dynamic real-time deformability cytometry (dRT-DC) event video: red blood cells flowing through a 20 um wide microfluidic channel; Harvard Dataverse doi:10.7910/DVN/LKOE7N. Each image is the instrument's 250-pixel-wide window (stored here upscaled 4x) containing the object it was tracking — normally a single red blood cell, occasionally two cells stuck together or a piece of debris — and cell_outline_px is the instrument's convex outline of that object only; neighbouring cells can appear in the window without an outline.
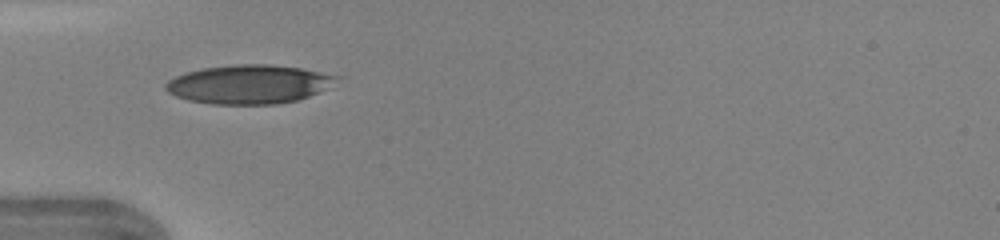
{"species": "human", "species_latin": "Homo sapiens", "temperature_condition": "warm", "stored_images_in_passage": 32, "camera_frame_rate_fps": 3000, "um_per_image_px": 0.085, "donor": {"sex": "female"}, "frame": {"image": 1, "passage_image": 1, "time_ms": 0.0, "image_size_px": [1000, 240], "cell_outline_px": [[344, 76], [316, 92], [308, 96], [296, 100], [276, 104], [212, 104], [188, 100], [176, 96], [168, 92], [164, 88], [164, 84], [168, 80], [176, 76], [188, 72], [204, 68], [240, 64], [268, 64], [300, 68]], "centroid_in_image_um": [21.13, 7.16], "position_along_channel_um": 63.9, "area_um2": 38.32}, "authors_computed_cell_mechanics": {"area_um2": 40.171, "velocity_mm_per_s": 4.3893, "shape_relaxation_time_tau1_ms": 3.7773, "shape_relaxation_time_tau2_ms": null, "deformation_change_tau1": 0.1749, "deformation_change_tau2": null}}